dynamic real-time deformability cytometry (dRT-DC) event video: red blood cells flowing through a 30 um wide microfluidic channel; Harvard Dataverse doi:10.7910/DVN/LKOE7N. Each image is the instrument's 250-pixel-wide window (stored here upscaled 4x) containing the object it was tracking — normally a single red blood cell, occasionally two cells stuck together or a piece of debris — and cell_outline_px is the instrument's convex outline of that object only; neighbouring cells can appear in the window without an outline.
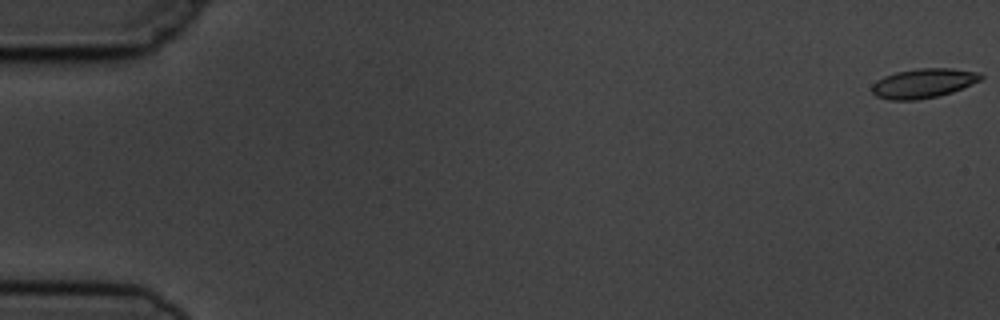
{"species": "common noctule bat (a hibernating species)", "species_latin": "Nyctalus noctula", "temperature_condition": "cold", "stored_images_in_passage": 5, "camera_frame_rate_fps": 3000, "um_per_image_px": 0.085, "animal": {"sex": "male", "body_mass_g": 19.5, "forearm_length_mm": 54.6}, "frame": {"image": 1, "passage_image": 1, "time_ms": 0.0, "image_size_px": [1000, 320], "cell_outline_px": [[984, 76], [980, 80], [972, 84], [952, 92], [936, 96], [916, 100], [888, 100], [876, 96], [872, 92], [872, 84], [876, 80], [884, 76], [896, 72], [920, 68], [952, 68], [980, 72]], "centroid_in_image_um": [78.48, 7.07], "position_along_channel_um": 6.5, "area_um2": 18.73}}